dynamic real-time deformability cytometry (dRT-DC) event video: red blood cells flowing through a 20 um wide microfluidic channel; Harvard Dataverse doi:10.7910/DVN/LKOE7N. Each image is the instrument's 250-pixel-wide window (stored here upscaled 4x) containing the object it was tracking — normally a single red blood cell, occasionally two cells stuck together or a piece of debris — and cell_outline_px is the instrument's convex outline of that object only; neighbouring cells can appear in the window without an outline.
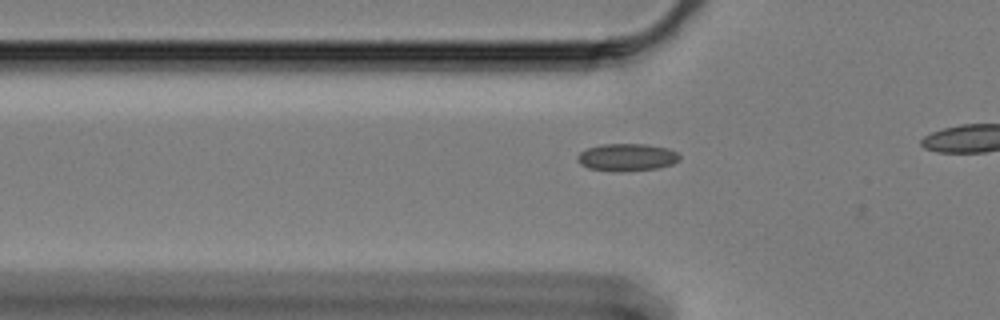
{"species": "Egyptian fruit bat (a non-hibernating species)", "species_latin": "Rousettus aegyptiacus", "temperature_condition": "cold", "stored_images_in_passage": 18, "camera_frame_rate_fps": 3000, "um_per_image_px": 0.085, "animal": {"sex": "female"}, "frame": {"image": 1, "passage_image": 11, "time_ms": 3.333, "image_size_px": [1000, 320], "cell_outline_px": [[680, 160], [672, 164], [660, 168], [620, 172], [612, 172], [588, 168], [580, 164], [576, 160], [576, 156], [580, 152], [588, 148], [600, 144], [648, 144], [668, 148], [676, 152], [680, 156]], "centroid_in_image_um": [53.27, 13.38], "position_along_channel_um": 72.5, "area_um2": 16.65}}
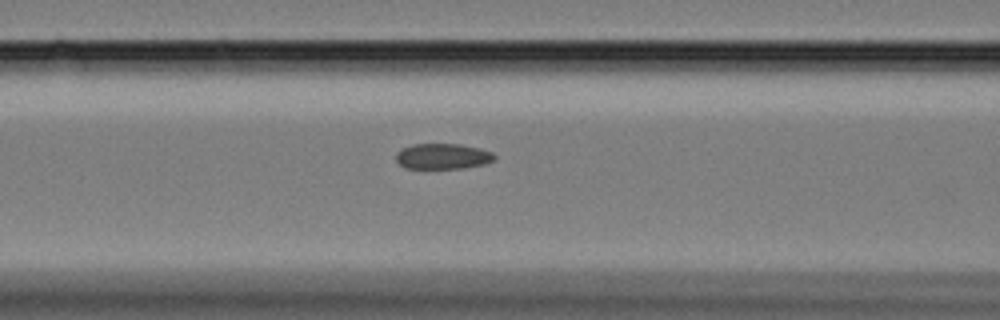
{"frame": {"image": 2, "passage_image": 16, "time_ms": 5.0, "image_size_px": [1000, 320], "cell_outline_px": [[496, 160], [484, 164], [464, 168], [404, 168], [396, 160], [396, 152], [400, 148], [412, 144], [460, 144], [480, 148], [492, 152], [496, 156]], "centroid_in_image_um": [37.63, 13.28], "position_along_channel_um": 129.0, "area_um2": 14.85}}